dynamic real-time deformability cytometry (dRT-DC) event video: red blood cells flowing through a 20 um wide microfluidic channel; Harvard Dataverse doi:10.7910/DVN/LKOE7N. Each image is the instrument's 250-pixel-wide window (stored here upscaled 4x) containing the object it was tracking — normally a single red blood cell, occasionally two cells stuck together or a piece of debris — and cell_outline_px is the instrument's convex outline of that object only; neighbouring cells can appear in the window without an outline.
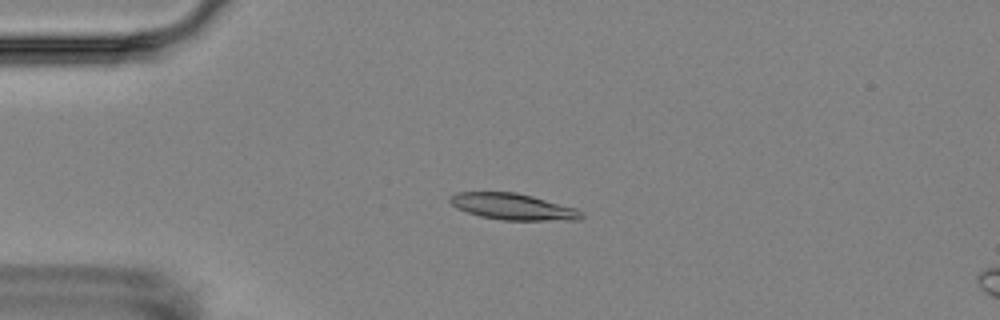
{"species": "Egyptian fruit bat (a non-hibernating species)", "species_latin": "Rousettus aegyptiacus", "temperature_condition": "room temperature", "stored_images_in_passage": 6, "segment_of_instrument_passage": [1, 2], "camera_frame_rate_fps": 3000, "um_per_image_px": 0.085, "animal": {"sex": "female"}, "frame": {"image": 1, "passage_image": 4, "time_ms": 4.333, "image_size_px": [1000, 320], "cell_outline_px": [[584, 216], [580, 220], [500, 220], [480, 216], [456, 208], [448, 200], [448, 196], [456, 192], [516, 192], [532, 196], [576, 208], [584, 212]], "centroid_in_image_um": [43.6, 17.56], "position_along_channel_um": 41.4, "area_um2": 20.29}}